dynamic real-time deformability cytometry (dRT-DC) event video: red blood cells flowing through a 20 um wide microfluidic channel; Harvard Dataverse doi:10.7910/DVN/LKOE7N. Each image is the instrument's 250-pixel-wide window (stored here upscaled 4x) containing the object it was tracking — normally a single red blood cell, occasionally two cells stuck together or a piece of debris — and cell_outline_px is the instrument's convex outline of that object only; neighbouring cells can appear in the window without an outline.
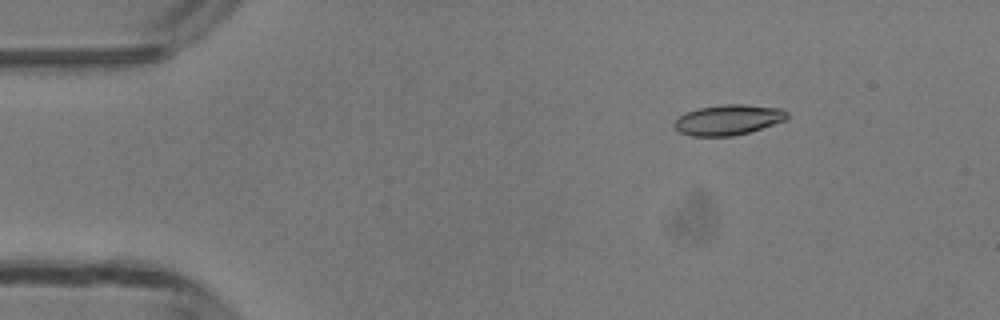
{"species": "common noctule bat (a hibernating species)", "species_latin": "Nyctalus noctula", "temperature_condition": "room temperature", "stored_images_in_passage": 4, "camera_frame_rate_fps": 3000, "um_per_image_px": 0.085, "animal": {"sex": "male", "body_mass_g": 13.3}, "frame": {"image": 1, "passage_image": 2, "time_ms": 1.333, "image_size_px": [1000, 320], "cell_outline_px": [[788, 116], [784, 120], [748, 132], [732, 136], [692, 136], [680, 132], [672, 124], [680, 116], [688, 112], [700, 108], [720, 104], [744, 104], [780, 108], [788, 112]], "centroid_in_image_um": [61.89, 10.18], "position_along_channel_um": 23.1, "area_um2": 19.65}}
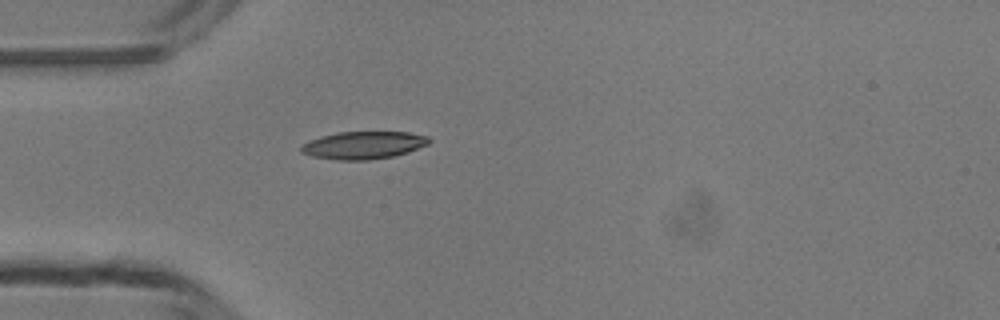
{"frame": {"image": 2, "passage_image": 4, "time_ms": 3.667, "image_size_px": [1000, 320], "cell_outline_px": [[432, 140], [428, 144], [408, 152], [392, 156], [368, 160], [340, 160], [312, 156], [300, 152], [300, 148], [308, 140], [320, 136], [336, 132], [408, 132], [428, 136]], "centroid_in_image_um": [30.89, 12.33], "position_along_channel_um": 54.1, "area_um2": 20.58}}